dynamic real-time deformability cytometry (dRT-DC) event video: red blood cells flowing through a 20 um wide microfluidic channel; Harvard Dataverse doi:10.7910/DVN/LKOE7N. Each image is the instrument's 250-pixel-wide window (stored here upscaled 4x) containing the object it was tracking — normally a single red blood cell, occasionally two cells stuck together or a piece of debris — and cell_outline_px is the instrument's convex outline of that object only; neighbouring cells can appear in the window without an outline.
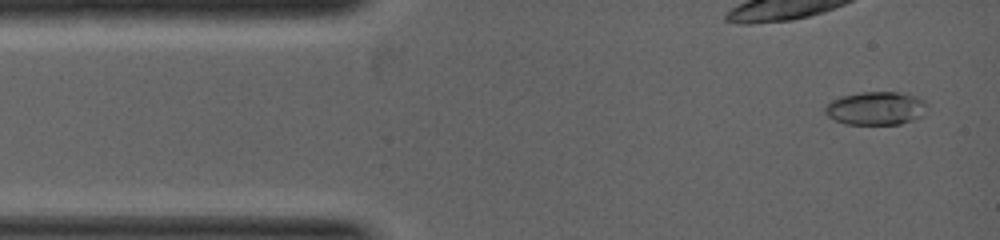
{"species": "common noctule bat (a hibernating species)", "species_latin": "Nyctalus noctula", "temperature_condition": "warm", "stored_images_in_passage": 7, "camera_frame_rate_fps": 5000, "um_per_image_px": 0.085, "animal": {"sex": "female", "body_mass_g": 19.0, "forearm_length_mm": 53.3}, "frame": {"image": 1, "passage_image": 1, "time_ms": 0.0, "image_size_px": [1000, 240], "cell_outline_px": [[924, 104], [920, 116], [912, 120], [900, 124], [844, 124], [828, 116], [824, 112], [824, 108], [832, 100], [840, 96], [860, 92], [896, 92], [916, 96], [924, 100]], "centroid_in_image_um": [74.38, 9.2], "position_along_channel_um": 10.6, "area_um2": 19.48}}
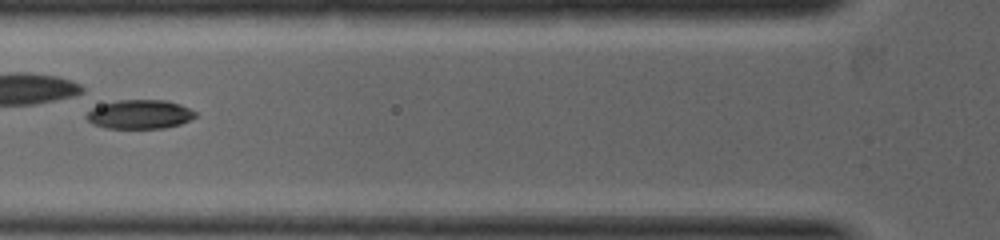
{"frame": {"image": 2, "passage_image": 7, "time_ms": 2.2, "image_size_px": [1000, 240], "cell_outline_px": [[196, 116], [180, 124], [164, 128], [104, 128], [92, 124], [84, 116], [92, 108], [116, 100], [164, 100], [180, 104], [196, 112]], "centroid_in_image_um": [11.85, 9.72], "position_along_channel_um": 114.0, "area_um2": 18.32}}